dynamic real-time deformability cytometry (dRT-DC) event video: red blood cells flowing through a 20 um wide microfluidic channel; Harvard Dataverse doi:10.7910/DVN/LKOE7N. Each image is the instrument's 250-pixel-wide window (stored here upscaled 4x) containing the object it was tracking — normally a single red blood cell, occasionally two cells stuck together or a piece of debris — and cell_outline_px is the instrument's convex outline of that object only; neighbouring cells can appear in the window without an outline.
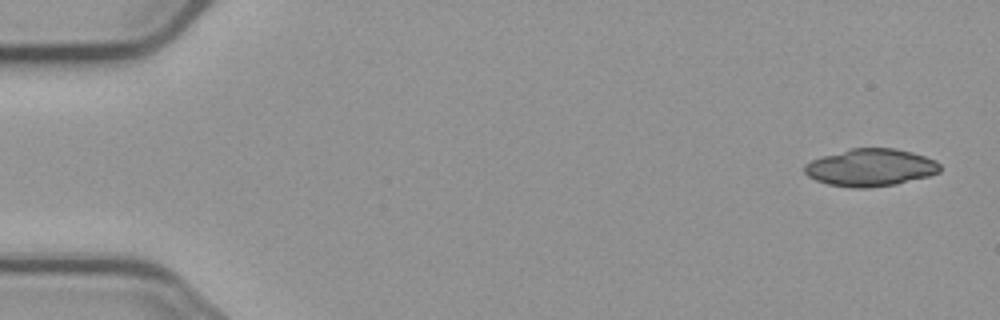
{"species": "common noctule bat (a hibernating species)", "species_latin": "Nyctalus noctula", "temperature_condition": "cold", "stored_images_in_passage": 4, "camera_frame_rate_fps": 3000, "um_per_image_px": 0.085, "animal": {"sex": "male", "body_mass_g": 23.1, "forearm_length_mm": 52.7}, "frame": {"image": 1, "passage_image": 1, "time_ms": 0.0, "image_size_px": [1000, 320], "cell_outline_px": [[940, 172], [928, 176], [896, 184], [868, 188], [852, 188], [828, 184], [816, 180], [808, 176], [804, 172], [804, 164], [812, 160], [824, 156], [852, 148], [896, 148], [912, 152], [936, 160], [940, 164]], "centroid_in_image_um": [74.01, 14.24], "position_along_channel_um": 11.0, "area_um2": 29.48}}